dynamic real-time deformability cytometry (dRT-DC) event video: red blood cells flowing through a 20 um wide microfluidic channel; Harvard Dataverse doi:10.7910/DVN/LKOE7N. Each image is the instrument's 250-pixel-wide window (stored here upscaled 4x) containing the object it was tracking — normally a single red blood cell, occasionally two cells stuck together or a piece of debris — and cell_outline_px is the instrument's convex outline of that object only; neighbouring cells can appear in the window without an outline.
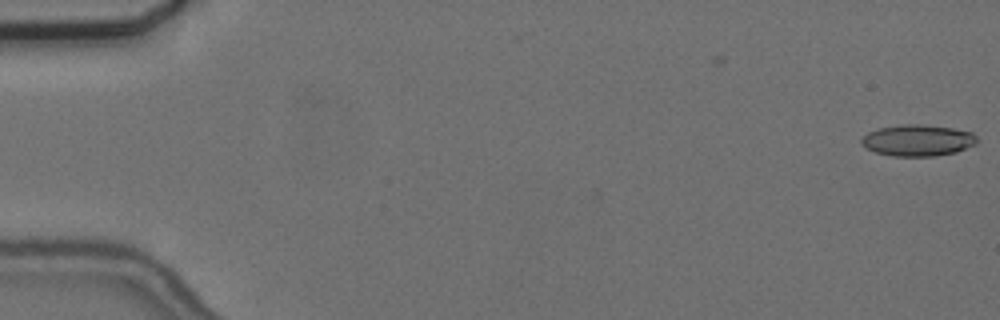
{"species": "common noctule bat (a hibernating species)", "species_latin": "Nyctalus noctula", "temperature_condition": "cold", "stored_images_in_passage": 2, "camera_frame_rate_fps": 3000, "um_per_image_px": 0.085, "animal": {"sex": "female", "body_mass_g": 24.6, "forearm_length_mm": 56.2}, "frame": {"image": 1, "passage_image": 2, "time_ms": 0.333, "image_size_px": [1000, 320], "cell_outline_px": [[980, 140], [976, 144], [956, 152], [936, 156], [892, 156], [876, 152], [864, 148], [860, 144], [860, 140], [868, 132], [880, 128], [900, 124], [920, 124], [952, 128], [972, 132]], "centroid_in_image_um": [78.01, 11.93], "position_along_channel_um": 7.0, "area_um2": 21.33}}